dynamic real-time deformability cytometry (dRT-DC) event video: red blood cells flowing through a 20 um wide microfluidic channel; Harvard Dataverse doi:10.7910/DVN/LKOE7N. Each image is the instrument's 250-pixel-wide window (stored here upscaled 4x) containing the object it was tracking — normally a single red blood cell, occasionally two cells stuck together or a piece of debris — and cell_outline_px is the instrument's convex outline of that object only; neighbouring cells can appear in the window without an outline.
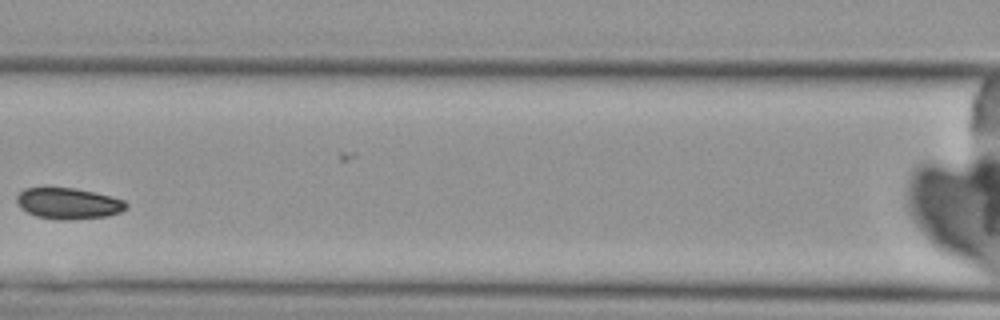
{"species": "Egyptian fruit bat (a non-hibernating species)", "species_latin": "Rousettus aegyptiacus", "temperature_condition": "cold", "stored_images_in_passage": 5, "camera_frame_rate_fps": 3000, "um_per_image_px": 0.085, "animal": {"sex": "female"}, "frame": {"image": 1, "passage_image": 3, "time_ms": 2.333, "image_size_px": [1000, 320], "cell_outline_px": [[128, 208], [120, 212], [108, 216], [72, 220], [56, 220], [36, 216], [20, 208], [16, 204], [16, 196], [24, 188], [76, 188], [112, 196], [124, 200], [128, 204]], "centroid_in_image_um": [5.82, 17.3], "position_along_channel_um": 160.8, "area_um2": 20.11}}